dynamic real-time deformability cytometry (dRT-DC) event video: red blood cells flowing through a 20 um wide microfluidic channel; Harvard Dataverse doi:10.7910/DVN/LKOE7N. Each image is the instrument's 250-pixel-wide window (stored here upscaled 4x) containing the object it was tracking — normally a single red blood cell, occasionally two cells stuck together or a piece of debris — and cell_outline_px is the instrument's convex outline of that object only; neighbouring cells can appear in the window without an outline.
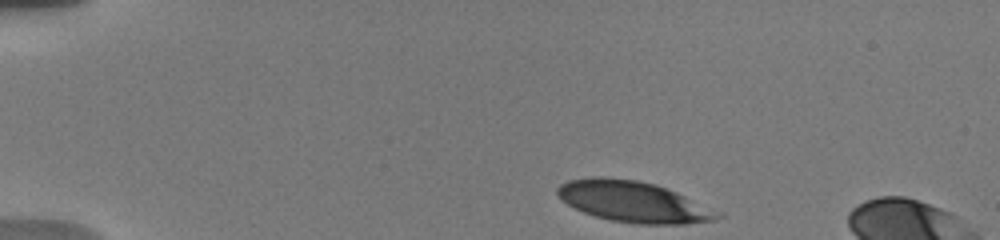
{"species": "human", "species_latin": "Homo sapiens", "temperature_condition": "warm", "stored_images_in_passage": 54, "camera_frame_rate_fps": 3000, "um_per_image_px": 0.085, "donor": {"sex": "male"}, "frame": {"image": 1, "passage_image": 1, "time_ms": 0.0, "image_size_px": [1000, 240], "cell_outline_px": [[724, 216], [716, 220], [684, 224], [640, 224], [608, 220], [584, 212], [560, 200], [556, 192], [556, 188], [560, 184], [568, 180], [592, 176], [604, 176], [636, 180], [656, 184], [676, 192]], "centroid_in_image_um": [53.75, 17.13], "position_along_channel_um": 31.3, "area_um2": 37.92}}
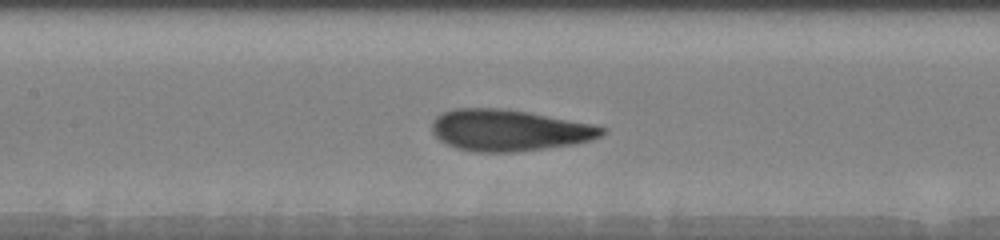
{"frame": {"image": 2, "passage_image": 25, "time_ms": 5.667, "image_size_px": [1000, 240], "cell_outline_px": [[604, 132], [600, 136], [576, 144], [512, 152], [472, 152], [456, 148], [440, 140], [432, 132], [432, 120], [436, 116], [452, 108], [496, 108], [528, 112], [592, 124], [604, 128]], "centroid_in_image_um": [43.21, 11.07], "position_along_channel_um": 164.2, "area_um2": 40.75}}
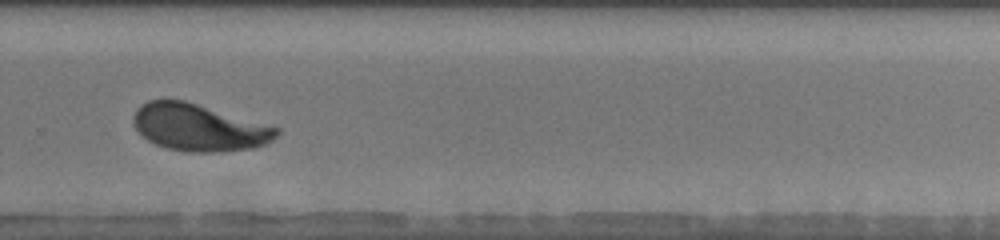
{"frame": {"image": 3, "passage_image": 51, "time_ms": 9.667, "image_size_px": [1000, 240], "cell_outline_px": [[280, 132], [268, 144], [252, 148], [220, 152], [188, 152], [168, 148], [156, 144], [140, 136], [132, 120], [132, 116], [136, 108], [140, 104], [148, 100], [184, 100], [280, 128]], "centroid_in_image_um": [16.88, 10.84], "position_along_channel_um": 312.9, "area_um2": 39.3}}